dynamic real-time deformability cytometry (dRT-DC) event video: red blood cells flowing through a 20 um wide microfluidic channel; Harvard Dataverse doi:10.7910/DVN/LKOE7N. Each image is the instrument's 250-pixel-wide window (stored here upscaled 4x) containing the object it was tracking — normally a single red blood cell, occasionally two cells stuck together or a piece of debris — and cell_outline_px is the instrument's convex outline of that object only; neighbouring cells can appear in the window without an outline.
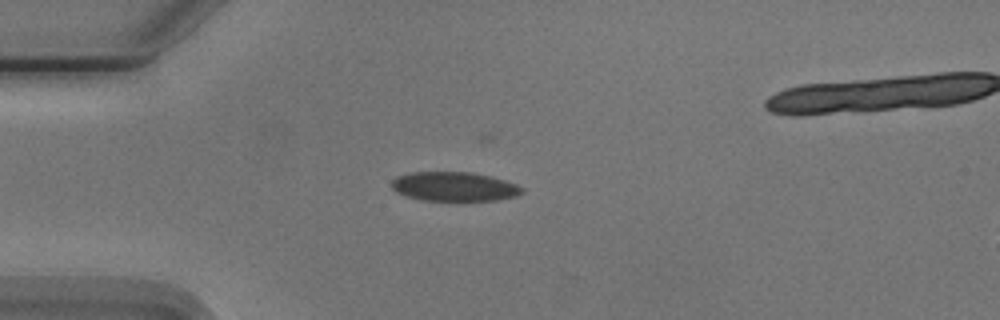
{"species": "Egyptian fruit bat (a non-hibernating species)", "species_latin": "Rousettus aegyptiacus", "temperature_condition": "cold", "stored_images_in_passage": 5, "camera_frame_rate_fps": 3000, "um_per_image_px": 0.085, "animal": {"sex": "male"}, "frame": {"image": 1, "passage_image": 4, "time_ms": 3.333, "image_size_px": [1000, 320], "cell_outline_px": [[524, 192], [516, 196], [496, 200], [420, 200], [404, 196], [396, 192], [392, 188], [392, 180], [396, 176], [412, 172], [472, 172], [504, 180], [516, 184], [524, 188]], "centroid_in_image_um": [38.58, 15.86], "position_along_channel_um": 46.4, "area_um2": 22.2}}